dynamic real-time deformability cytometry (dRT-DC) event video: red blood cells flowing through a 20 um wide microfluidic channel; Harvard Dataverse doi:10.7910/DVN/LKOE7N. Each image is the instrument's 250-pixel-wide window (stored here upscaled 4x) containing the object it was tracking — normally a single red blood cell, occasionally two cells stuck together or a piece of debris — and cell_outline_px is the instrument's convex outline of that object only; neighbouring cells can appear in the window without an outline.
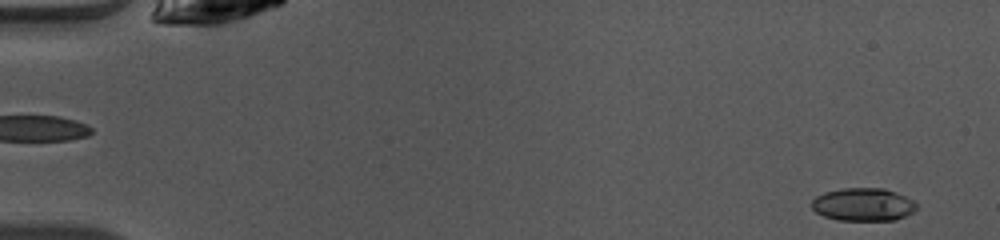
{"species": "common noctule bat (a hibernating species)", "species_latin": "Nyctalus noctula", "temperature_condition": "warm", "stored_images_in_passage": 48, "camera_frame_rate_fps": 3000, "um_per_image_px": 0.085, "animal": {"sex": "female", "body_mass_g": 10.0, "forearm_length_mm": 53.1}, "frame": {"image": 1, "passage_image": 2, "time_ms": 0.333, "image_size_px": [1000, 240], "cell_outline_px": [[916, 208], [912, 212], [896, 220], [840, 220], [824, 216], [816, 212], [812, 208], [812, 200], [816, 196], [824, 192], [844, 188], [884, 188], [896, 192], [912, 200], [916, 204]], "centroid_in_image_um": [73.35, 17.38], "position_along_channel_um": 11.6, "area_um2": 20.0}}
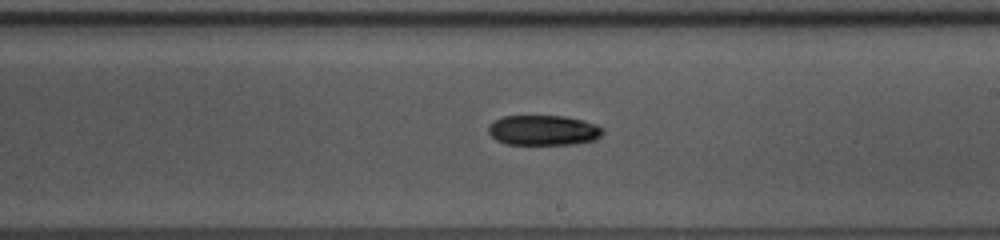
{"frame": {"image": 2, "passage_image": 28, "time_ms": 9.0, "image_size_px": [1000, 240], "cell_outline_px": [[604, 132], [596, 140], [572, 144], [504, 144], [496, 140], [488, 132], [488, 128], [492, 120], [504, 116], [564, 116], [584, 120], [596, 124], [604, 128]], "centroid_in_image_um": [46.2, 11.07], "position_along_channel_um": 242.8, "area_um2": 20.29}}
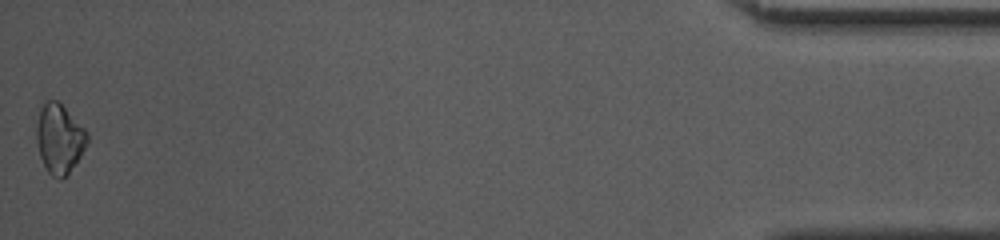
{"frame": {"image": 3, "passage_image": 48, "time_ms": 15.667, "image_size_px": [1000, 240], "cell_outline_px": [[88, 144], [68, 176], [60, 180], [52, 176], [48, 172], [40, 156], [36, 140], [36, 124], [40, 108], [48, 100], [56, 100], [88, 132]], "centroid_in_image_um": [5.05, 11.84], "position_along_channel_um": 430.1, "area_um2": 20.52}, "authors_computed_cell_mechanics": {"area_um2": 20.1433, "velocity_mm_per_s": 4.1137, "shape_relaxation_time_tau1_ms": 4.8467, "shape_relaxation_time_tau2_ms": null, "deformation_change_tau1": 0.12, "deformation_change_tau2": null}}